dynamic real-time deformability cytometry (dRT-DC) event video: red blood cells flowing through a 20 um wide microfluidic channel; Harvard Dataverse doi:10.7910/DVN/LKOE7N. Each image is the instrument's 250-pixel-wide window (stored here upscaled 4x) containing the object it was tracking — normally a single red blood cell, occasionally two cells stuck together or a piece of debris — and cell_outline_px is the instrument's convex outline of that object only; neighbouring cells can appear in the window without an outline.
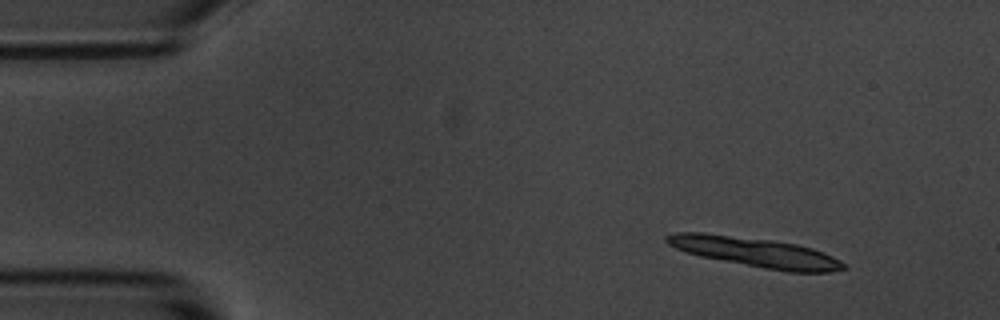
{"species": "common noctule bat (a hibernating species)", "species_latin": "Nyctalus noctula", "temperature_condition": "room temperature", "stored_images_in_passage": 4, "camera_frame_rate_fps": 3000, "um_per_image_px": 0.085, "animal": {"sex": "male", "body_mass_g": 20.1, "forearm_length_mm": 53.5}, "frame": {"image": 1, "passage_image": 1, "time_ms": 0.0, "image_size_px": [1000, 320], "cell_outline_px": [[844, 268], [828, 272], [788, 272], [764, 268], [700, 256], [676, 248], [668, 244], [664, 240], [664, 236], [676, 232], [704, 232], [768, 240], [796, 244], [812, 248], [824, 252], [840, 260], [844, 264]], "centroid_in_image_um": [64.18, 21.43], "position_along_channel_um": 20.8, "area_um2": 30.11}}